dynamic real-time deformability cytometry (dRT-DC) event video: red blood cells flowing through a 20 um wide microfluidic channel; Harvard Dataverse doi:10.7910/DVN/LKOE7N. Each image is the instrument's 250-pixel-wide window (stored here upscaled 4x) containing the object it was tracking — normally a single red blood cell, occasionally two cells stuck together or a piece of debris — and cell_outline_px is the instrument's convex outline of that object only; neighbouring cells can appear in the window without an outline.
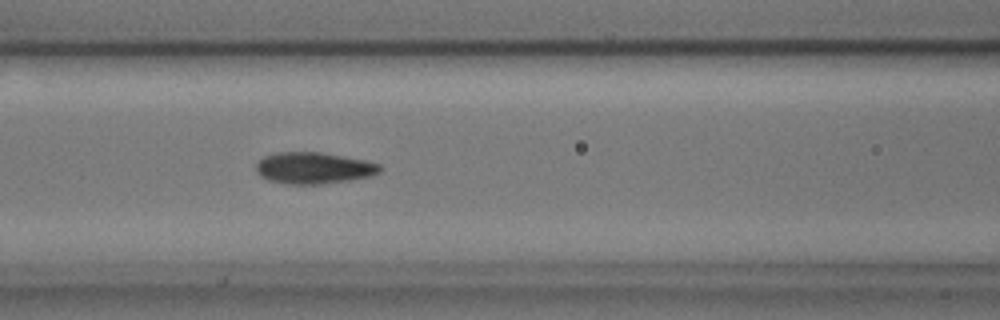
{"species": "common noctule bat (a hibernating species)", "species_latin": "Nyctalus noctula", "temperature_condition": "cold", "stored_images_in_passage": 38, "camera_frame_rate_fps": 3000, "um_per_image_px": 0.085, "animal": {"sex": "male", "body_mass_g": 17.9, "forearm_length_mm": 54.2}, "frame": {"image": 1, "passage_image": 6, "time_ms": 1.667, "image_size_px": [1000, 320], "cell_outline_px": [[384, 168], [380, 172], [372, 176], [348, 180], [320, 184], [292, 184], [268, 180], [260, 176], [256, 172], [256, 164], [264, 156], [280, 152], [320, 152], [364, 160], [380, 164]], "centroid_in_image_um": [26.68, 14.28], "position_along_channel_um": 139.9, "area_um2": 22.66}}
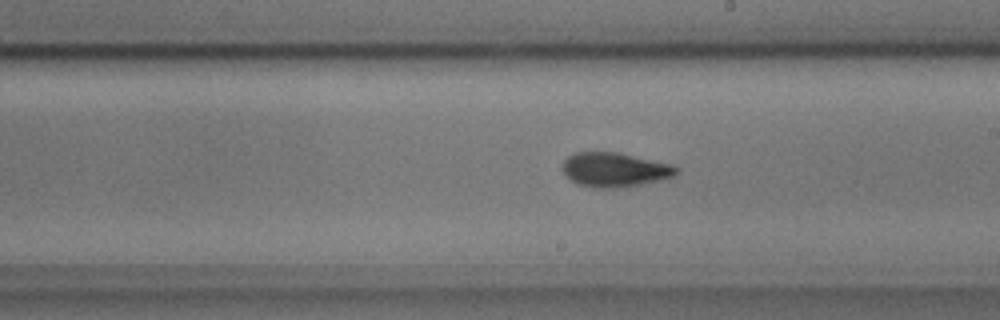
{"frame": {"image": 2, "passage_image": 14, "time_ms": 4.333, "image_size_px": [1000, 320], "cell_outline_px": [[680, 168], [672, 176], [660, 180], [640, 184], [616, 188], [596, 188], [576, 184], [564, 172], [564, 160], [568, 156], [576, 152], [616, 152], [672, 164]], "centroid_in_image_um": [52.25, 14.42], "position_along_channel_um": 236.8, "area_um2": 22.48}}
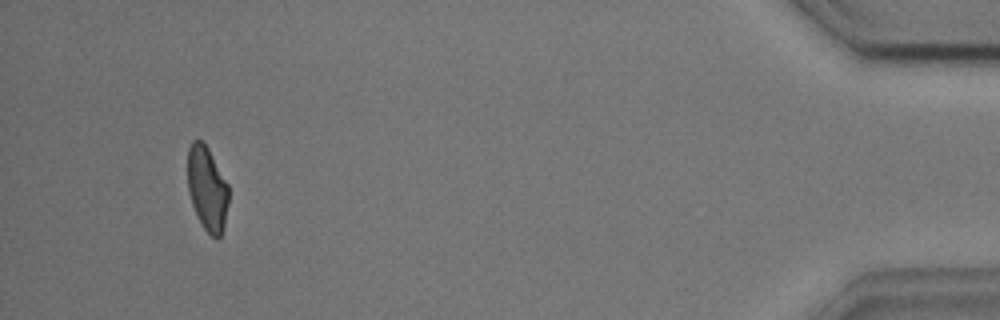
{"frame": {"image": 3, "passage_image": 35, "time_ms": 11.333, "image_size_px": [1000, 320], "cell_outline_px": [[228, 204], [224, 224], [220, 236], [216, 240], [204, 228], [196, 216], [188, 192], [188, 148], [192, 140], [200, 140], [208, 148], [228, 184]], "centroid_in_image_um": [17.6, 16.04], "position_along_channel_um": 417.6, "area_um2": 20.06}}